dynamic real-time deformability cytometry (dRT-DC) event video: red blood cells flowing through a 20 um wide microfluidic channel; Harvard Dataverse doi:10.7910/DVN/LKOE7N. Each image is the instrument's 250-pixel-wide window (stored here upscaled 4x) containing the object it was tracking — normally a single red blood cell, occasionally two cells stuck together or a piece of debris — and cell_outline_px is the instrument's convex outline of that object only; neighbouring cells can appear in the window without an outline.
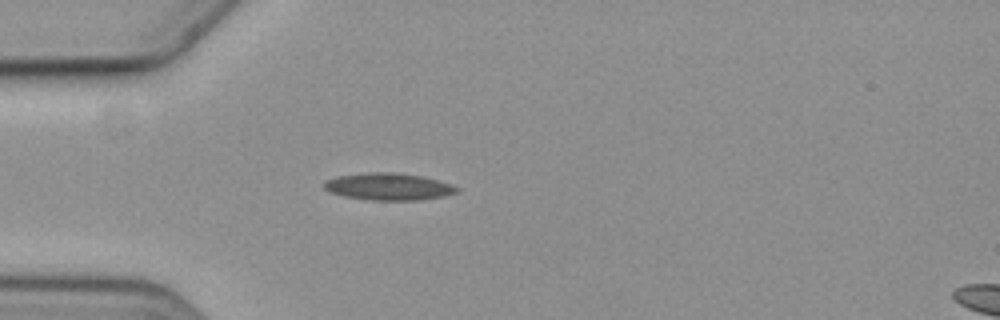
{"species": "common noctule bat (a hibernating species)", "species_latin": "Nyctalus noctula", "temperature_condition": "cold", "stored_images_in_passage": 5, "camera_frame_rate_fps": 3000, "um_per_image_px": 0.085, "animal": {"sex": "female", "body_mass_g": 19.3, "forearm_length_mm": 54.1}, "frame": {"image": 1, "passage_image": 4, "time_ms": 4.667, "image_size_px": [1000, 320], "cell_outline_px": [[460, 192], [444, 196], [420, 200], [368, 200], [344, 196], [328, 192], [324, 188], [324, 184], [328, 180], [336, 176], [368, 172], [392, 172], [420, 176], [452, 184], [460, 188]], "centroid_in_image_um": [33.04, 15.87], "position_along_channel_um": 52.0, "area_um2": 20.98}}